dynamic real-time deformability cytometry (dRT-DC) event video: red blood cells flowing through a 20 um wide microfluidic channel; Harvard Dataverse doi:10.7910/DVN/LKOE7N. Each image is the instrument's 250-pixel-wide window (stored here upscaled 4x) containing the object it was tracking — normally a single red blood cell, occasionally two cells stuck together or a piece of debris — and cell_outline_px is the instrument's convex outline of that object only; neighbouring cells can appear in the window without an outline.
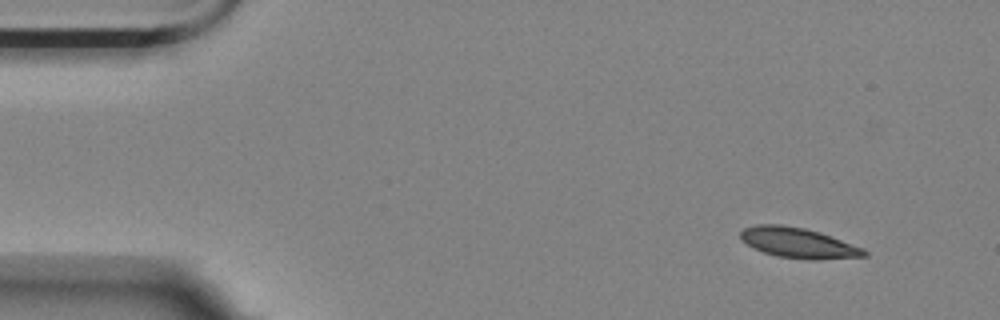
{"species": "Egyptian fruit bat (a non-hibernating species)", "species_latin": "Rousettus aegyptiacus", "temperature_condition": "room temperature", "stored_images_in_passage": 4, "camera_frame_rate_fps": 3000, "um_per_image_px": 0.085, "animal": {"sex": "female"}, "frame": {"image": 1, "passage_image": 1, "time_ms": 0.0, "image_size_px": [1000, 320], "cell_outline_px": [[868, 256], [816, 260], [812, 260], [776, 256], [752, 248], [740, 240], [740, 232], [744, 228], [756, 224], [780, 224], [804, 228], [820, 232], [864, 248], [868, 252]], "centroid_in_image_um": [67.84, 20.64], "position_along_channel_um": 17.2, "area_um2": 22.02}}
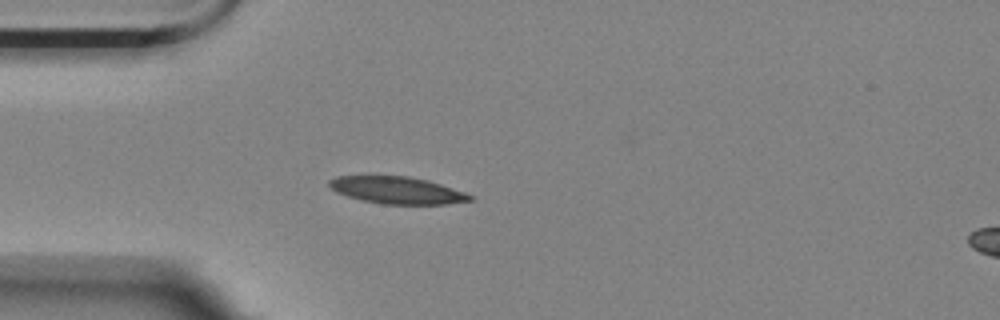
{"frame": {"image": 2, "passage_image": 4, "time_ms": 3.333, "image_size_px": [1000, 320], "cell_outline_px": [[476, 200], [448, 204], [380, 204], [360, 200], [336, 192], [328, 184], [328, 180], [336, 176], [408, 176], [428, 180], [476, 196]], "centroid_in_image_um": [33.79, 16.18], "position_along_channel_um": 51.2, "area_um2": 22.37}}